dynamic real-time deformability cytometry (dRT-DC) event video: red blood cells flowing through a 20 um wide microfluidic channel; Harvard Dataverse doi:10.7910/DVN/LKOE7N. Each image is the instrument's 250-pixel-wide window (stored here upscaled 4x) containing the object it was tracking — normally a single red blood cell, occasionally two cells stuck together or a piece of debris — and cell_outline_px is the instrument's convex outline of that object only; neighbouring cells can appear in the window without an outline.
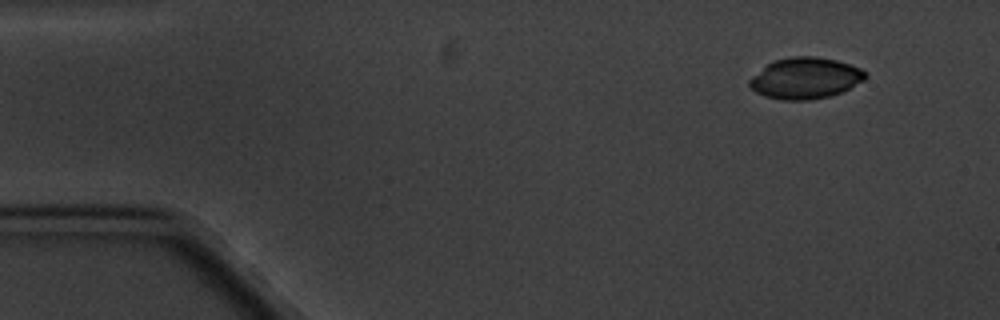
{"species": "common noctule bat (a hibernating species)", "species_latin": "Nyctalus noctula", "temperature_condition": "cold", "stored_images_in_passage": 4, "camera_frame_rate_fps": 3000, "um_per_image_px": 0.085, "animal": {"sex": "male", "body_mass_g": 20.1, "forearm_length_mm": 53.5}, "frame": {"image": 1, "passage_image": 1, "time_ms": 0.0, "image_size_px": [1000, 320], "cell_outline_px": [[868, 76], [864, 80], [840, 92], [828, 96], [808, 100], [780, 100], [764, 96], [756, 92], [748, 84], [748, 80], [752, 76], [768, 64], [776, 60], [792, 56], [816, 56], [836, 60], [860, 68], [868, 72]], "centroid_in_image_um": [68.45, 6.64], "position_along_channel_um": 16.6, "area_um2": 27.69}}